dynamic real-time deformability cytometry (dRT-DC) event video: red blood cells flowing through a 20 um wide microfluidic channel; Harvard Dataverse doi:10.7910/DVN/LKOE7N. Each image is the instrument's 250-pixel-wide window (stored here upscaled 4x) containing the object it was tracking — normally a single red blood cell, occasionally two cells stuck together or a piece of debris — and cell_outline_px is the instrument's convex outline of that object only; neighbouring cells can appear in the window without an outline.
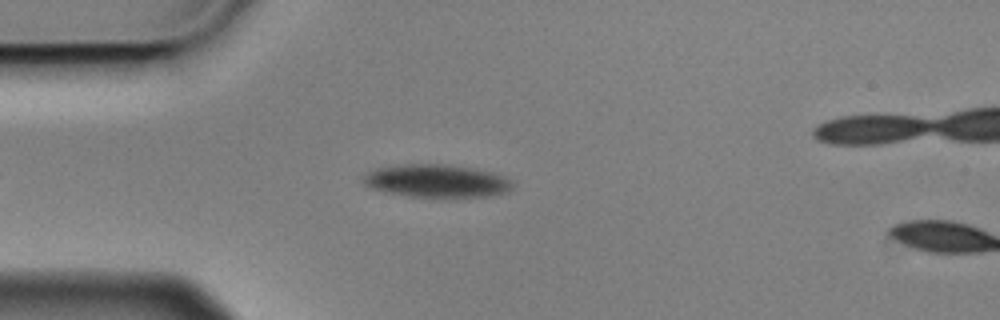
{"species": "Egyptian fruit bat (a non-hibernating species)", "species_latin": "Rousettus aegyptiacus", "temperature_condition": "cold", "stored_images_in_passage": 5, "camera_frame_rate_fps": 3000, "um_per_image_px": 0.085, "animal": {"sex": "male"}, "frame": {"image": 1, "passage_image": 4, "time_ms": 1.0, "image_size_px": [1000, 320], "cell_outline_px": [[512, 188], [508, 192], [488, 196], [412, 196], [388, 192], [364, 184], [364, 176], [368, 172], [376, 168], [404, 164], [440, 164], [468, 168], [492, 172], [504, 176], [512, 180]], "centroid_in_image_um": [37.15, 15.37], "position_along_channel_um": 47.8, "area_um2": 27.86}}